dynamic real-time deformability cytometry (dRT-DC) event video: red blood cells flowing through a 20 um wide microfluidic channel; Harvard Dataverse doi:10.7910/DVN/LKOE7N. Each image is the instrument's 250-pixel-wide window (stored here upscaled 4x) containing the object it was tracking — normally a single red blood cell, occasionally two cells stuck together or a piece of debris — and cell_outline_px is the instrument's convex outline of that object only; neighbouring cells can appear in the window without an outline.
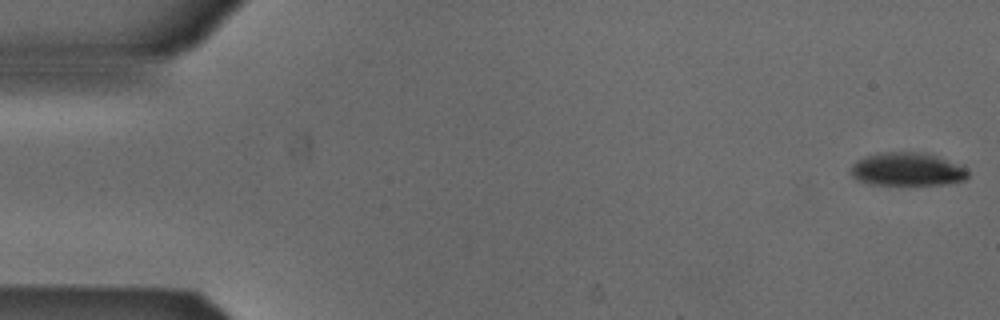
{"species": "Egyptian fruit bat (a non-hibernating species)", "species_latin": "Rousettus aegyptiacus", "temperature_condition": "cold", "stored_images_in_passage": 53, "camera_frame_rate_fps": 3000, "um_per_image_px": 0.085, "animal": {"sex": "male"}, "frame": {"image": 1, "passage_image": 1, "time_ms": 0.0, "image_size_px": [1000, 320], "cell_outline_px": [[968, 176], [964, 180], [948, 184], [868, 184], [856, 180], [848, 172], [852, 164], [856, 160], [868, 156], [884, 152], [920, 152], [936, 156], [964, 168], [968, 172]], "centroid_in_image_um": [77.03, 14.4], "position_along_channel_um": 8.0, "area_um2": 22.43}}
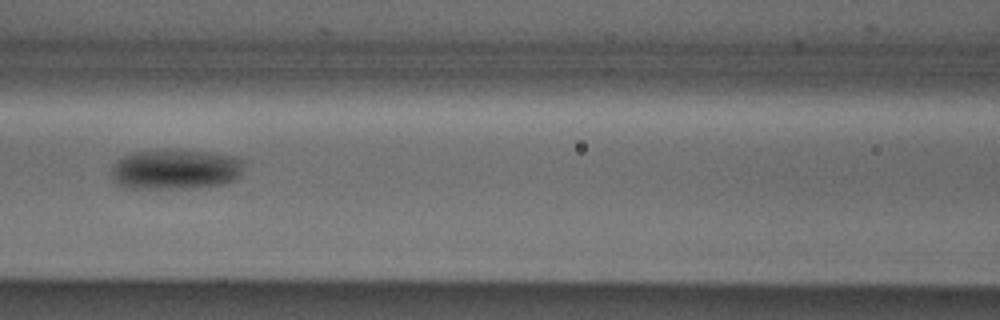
{"frame": {"image": 2, "passage_image": 23, "time_ms": 7.333, "image_size_px": [1000, 320], "cell_outline_px": [[244, 164], [240, 176], [236, 180], [224, 184], [192, 188], [124, 188], [116, 184], [112, 180], [112, 164], [116, 160], [132, 152], [168, 148], [208, 152], [236, 156], [244, 160]], "centroid_in_image_um": [14.91, 14.38], "position_along_channel_um": 151.7, "area_um2": 31.85}}
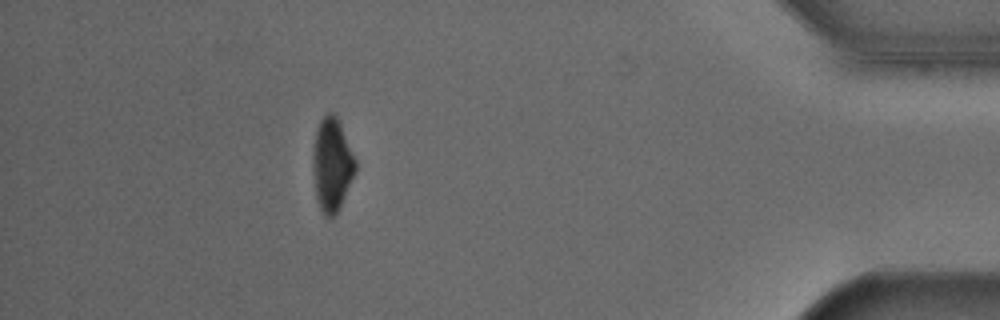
{"frame": {"image": 3, "passage_image": 47, "time_ms": 15.333, "image_size_px": [1000, 320], "cell_outline_px": [[356, 172], [336, 212], [328, 220], [324, 216], [320, 208], [316, 196], [312, 172], [312, 148], [316, 128], [320, 120], [328, 112], [332, 112], [336, 116], [340, 124], [356, 160]], "centroid_in_image_um": [28.18, 13.98], "position_along_channel_um": 407.0, "area_um2": 23.12}, "authors_computed_cell_mechanics": {"area_um2": 26.8192, "velocity_mm_per_s": 3.8856, "shape_relaxation_time_tau1_ms": 2.4134, "shape_relaxation_time_tau2_ms": null, "deformation_change_tau1": 0.0835, "deformation_change_tau2": null}}